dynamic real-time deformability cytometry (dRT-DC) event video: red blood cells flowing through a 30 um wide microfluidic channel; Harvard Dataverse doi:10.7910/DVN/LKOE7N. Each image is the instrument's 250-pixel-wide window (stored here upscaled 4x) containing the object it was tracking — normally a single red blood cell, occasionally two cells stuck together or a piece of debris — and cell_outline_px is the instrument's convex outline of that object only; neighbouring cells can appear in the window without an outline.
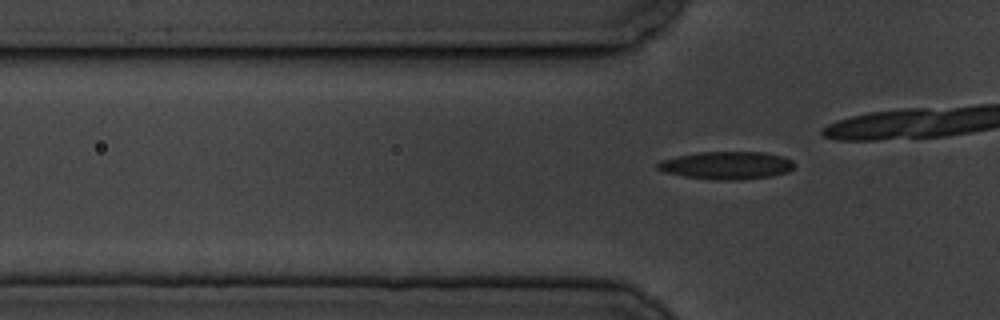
{"species": "common noctule bat (a hibernating species)", "species_latin": "Nyctalus noctula", "temperature_condition": "cold", "stored_images_in_passage": 7, "segment_of_instrument_passage": [2, 2], "camera_frame_rate_fps": 3000, "um_per_image_px": 0.085, "animal": {"sex": "male", "body_mass_g": 19.5, "forearm_length_mm": 54.6}, "frame": {"image": 1, "passage_image": 7, "time_ms": 7.667, "image_size_px": [1000, 320], "cell_outline_px": [[796, 164], [788, 172], [772, 176], [736, 180], [716, 180], [684, 176], [664, 172], [656, 168], [656, 164], [660, 160], [700, 152], [764, 152], [784, 156], [792, 160]], "centroid_in_image_um": [61.79, 14.06], "position_along_channel_um": 64.0, "area_um2": 22.14}}